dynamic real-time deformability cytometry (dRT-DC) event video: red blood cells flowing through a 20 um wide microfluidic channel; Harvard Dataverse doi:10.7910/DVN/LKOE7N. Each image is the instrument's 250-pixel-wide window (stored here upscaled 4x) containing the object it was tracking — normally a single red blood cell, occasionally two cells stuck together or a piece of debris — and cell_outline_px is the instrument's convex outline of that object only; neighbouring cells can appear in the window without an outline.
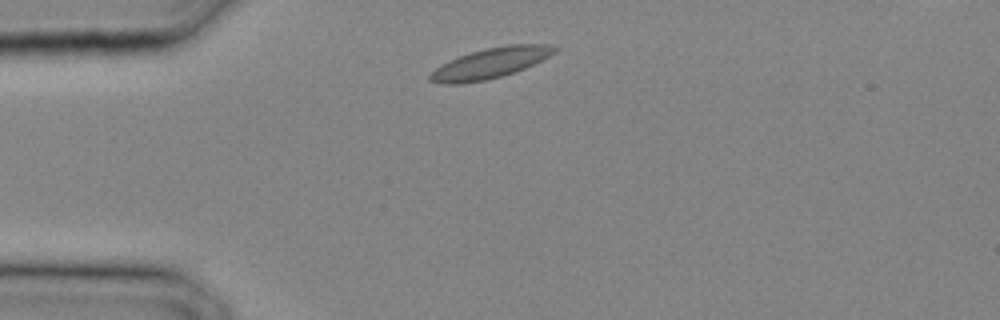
{"species": "common noctule bat (a hibernating species)", "species_latin": "Nyctalus noctula", "temperature_condition": "cold", "stored_images_in_passage": 20, "camera_frame_rate_fps": 3000, "um_per_image_px": 0.085, "animal": {"sex": "male", "body_mass_g": 20.4}, "frame": {"image": 1, "passage_image": 1, "time_ms": 0.0, "image_size_px": [1000, 320], "cell_outline_px": [[560, 48], [556, 52], [524, 68], [500, 76], [484, 80], [456, 84], [444, 84], [428, 80], [428, 76], [436, 68], [460, 56], [484, 48], [508, 44], [552, 44]], "centroid_in_image_um": [41.71, 5.35], "position_along_channel_um": 43.3, "area_um2": 21.62}}
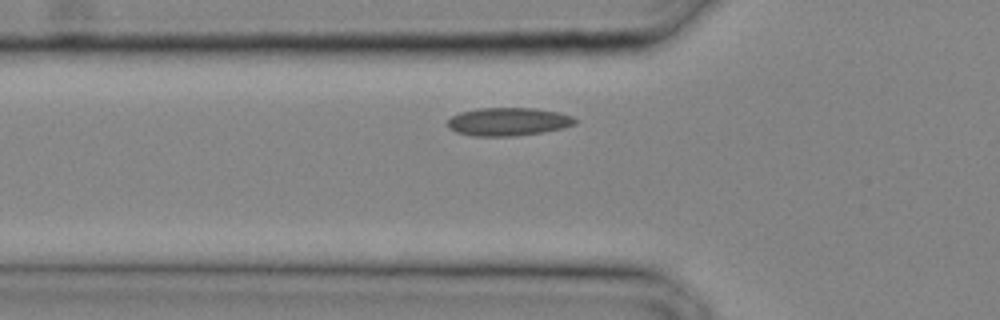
{"frame": {"image": 2, "passage_image": 4, "time_ms": 1.0, "image_size_px": [1000, 320], "cell_outline_px": [[576, 124], [560, 128], [540, 132], [516, 136], [472, 136], [456, 132], [448, 128], [448, 120], [452, 116], [460, 112], [480, 108], [536, 108], [556, 112], [572, 116], [576, 120]], "centroid_in_image_um": [43.16, 10.34], "position_along_channel_um": 82.6, "area_um2": 20.75}}
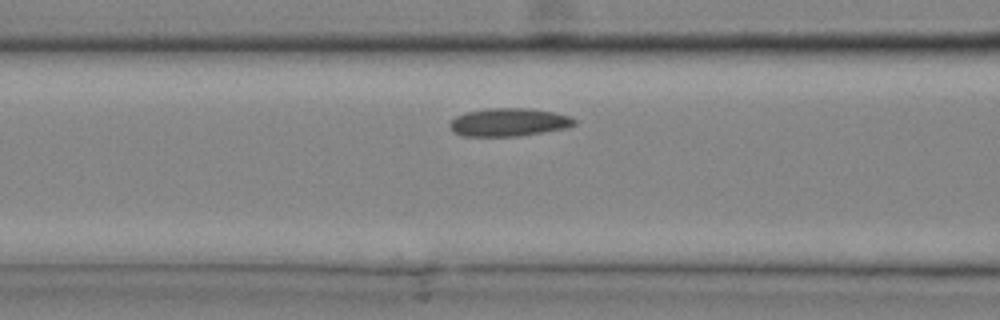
{"frame": {"image": 3, "passage_image": 6, "time_ms": 1.667, "image_size_px": [1000, 320], "cell_outline_px": [[576, 124], [564, 128], [516, 136], [464, 136], [452, 132], [448, 124], [456, 116], [464, 112], [484, 108], [528, 108], [556, 112], [572, 116], [576, 120]], "centroid_in_image_um": [43.22, 10.37], "position_along_channel_um": 123.4, "area_um2": 20.52}}